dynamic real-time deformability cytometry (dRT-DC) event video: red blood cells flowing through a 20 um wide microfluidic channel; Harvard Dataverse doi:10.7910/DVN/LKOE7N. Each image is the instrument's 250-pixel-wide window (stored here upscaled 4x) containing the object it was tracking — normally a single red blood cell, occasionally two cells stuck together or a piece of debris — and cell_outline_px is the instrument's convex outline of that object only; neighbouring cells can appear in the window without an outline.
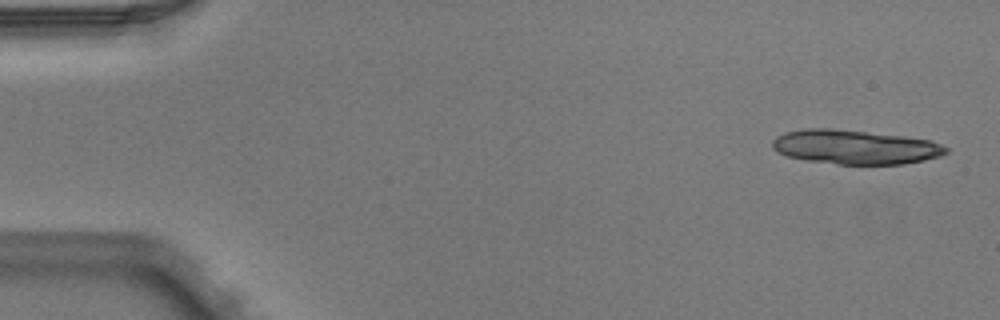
{"species": "Egyptian fruit bat (a non-hibernating species)", "species_latin": "Rousettus aegyptiacus", "temperature_condition": "warm", "stored_images_in_passage": 5, "camera_frame_rate_fps": 3000, "um_per_image_px": 0.085, "animal": {"sex": "male"}, "frame": {"image": 1, "passage_image": 1, "time_ms": 0.0, "image_size_px": [1000, 320], "cell_outline_px": [[948, 152], [940, 156], [924, 160], [904, 164], [840, 164], [808, 160], [788, 156], [776, 152], [772, 148], [772, 140], [776, 136], [784, 132], [804, 128], [832, 128], [904, 136], [932, 140], [948, 148]], "centroid_in_image_um": [72.67, 12.49], "position_along_channel_um": 12.3, "area_um2": 34.74}}
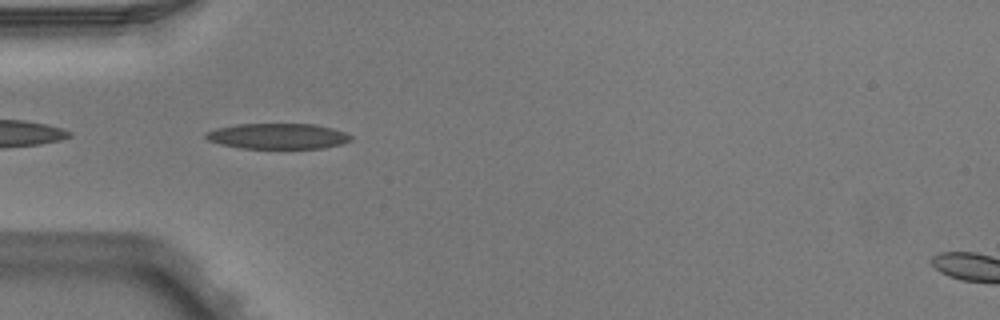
{"frame": {"image": 2, "passage_image": 4, "time_ms": 1.0, "image_size_px": [1000, 320], "cell_outline_px": [[352, 140], [340, 144], [324, 148], [240, 148], [220, 144], [208, 140], [204, 136], [204, 132], [216, 128], [236, 124], [316, 124], [332, 128], [344, 132], [352, 136]], "centroid_in_image_um": [23.59, 11.57], "position_along_channel_um": 61.4, "area_um2": 21.68}}
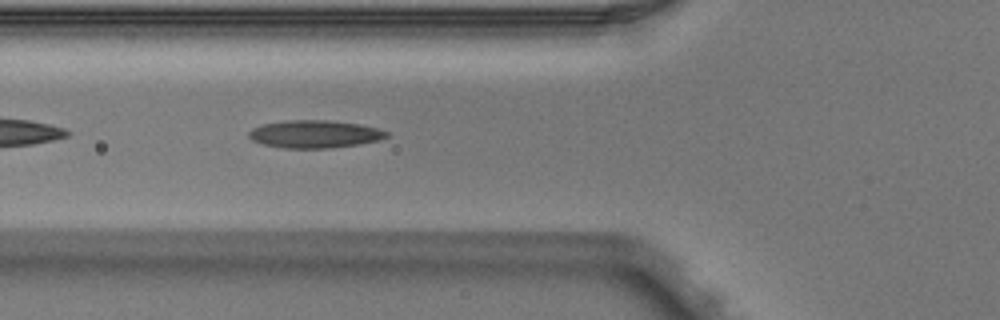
{"frame": {"image": 3, "passage_image": 5, "time_ms": 1.333, "image_size_px": [1000, 320], "cell_outline_px": [[388, 136], [380, 140], [360, 144], [332, 148], [284, 148], [260, 144], [252, 140], [248, 136], [248, 132], [252, 128], [264, 124], [284, 120], [328, 120], [360, 124], [376, 128], [388, 132]], "centroid_in_image_um": [26.73, 11.4], "position_along_channel_um": 99.1, "area_um2": 22.37}}